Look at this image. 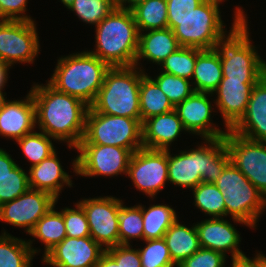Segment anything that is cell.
Segmentation results:
<instances>
[{"label":"cell","mask_w":266,"mask_h":267,"mask_svg":"<svg viewBox=\"0 0 266 267\" xmlns=\"http://www.w3.org/2000/svg\"><path fill=\"white\" fill-rule=\"evenodd\" d=\"M31 94L36 107V123L41 132L54 140L66 141L69 148L84 137L89 106L80 99L60 92L49 83L35 84Z\"/></svg>","instance_id":"obj_1"},{"label":"cell","mask_w":266,"mask_h":267,"mask_svg":"<svg viewBox=\"0 0 266 267\" xmlns=\"http://www.w3.org/2000/svg\"><path fill=\"white\" fill-rule=\"evenodd\" d=\"M203 140L206 145H199L190 151H180L178 155L171 156L168 150V182L182 188L194 189L201 182L217 181L230 163L225 139L222 137Z\"/></svg>","instance_id":"obj_2"},{"label":"cell","mask_w":266,"mask_h":267,"mask_svg":"<svg viewBox=\"0 0 266 267\" xmlns=\"http://www.w3.org/2000/svg\"><path fill=\"white\" fill-rule=\"evenodd\" d=\"M234 22L215 43L214 50L221 59L223 77L228 80H260L266 74V62L250 42L246 15L236 7Z\"/></svg>","instance_id":"obj_3"},{"label":"cell","mask_w":266,"mask_h":267,"mask_svg":"<svg viewBox=\"0 0 266 267\" xmlns=\"http://www.w3.org/2000/svg\"><path fill=\"white\" fill-rule=\"evenodd\" d=\"M95 27V51L90 53L110 67L135 65L139 30L131 10L116 6Z\"/></svg>","instance_id":"obj_4"},{"label":"cell","mask_w":266,"mask_h":267,"mask_svg":"<svg viewBox=\"0 0 266 267\" xmlns=\"http://www.w3.org/2000/svg\"><path fill=\"white\" fill-rule=\"evenodd\" d=\"M110 66L88 50L61 57L48 83L56 90L92 105Z\"/></svg>","instance_id":"obj_5"},{"label":"cell","mask_w":266,"mask_h":267,"mask_svg":"<svg viewBox=\"0 0 266 267\" xmlns=\"http://www.w3.org/2000/svg\"><path fill=\"white\" fill-rule=\"evenodd\" d=\"M143 71L135 65L110 67L90 107L97 113L137 119L141 123L139 90Z\"/></svg>","instance_id":"obj_6"},{"label":"cell","mask_w":266,"mask_h":267,"mask_svg":"<svg viewBox=\"0 0 266 267\" xmlns=\"http://www.w3.org/2000/svg\"><path fill=\"white\" fill-rule=\"evenodd\" d=\"M224 195L226 216L233 221L255 228L266 208V199L249 179L231 162L215 182Z\"/></svg>","instance_id":"obj_7"},{"label":"cell","mask_w":266,"mask_h":267,"mask_svg":"<svg viewBox=\"0 0 266 267\" xmlns=\"http://www.w3.org/2000/svg\"><path fill=\"white\" fill-rule=\"evenodd\" d=\"M224 0H205L184 18H168L178 44L201 50L214 49L226 33L221 20L220 3Z\"/></svg>","instance_id":"obj_8"},{"label":"cell","mask_w":266,"mask_h":267,"mask_svg":"<svg viewBox=\"0 0 266 267\" xmlns=\"http://www.w3.org/2000/svg\"><path fill=\"white\" fill-rule=\"evenodd\" d=\"M79 145L118 146L134 153L143 148L142 124L137 119L97 113L89 107Z\"/></svg>","instance_id":"obj_9"},{"label":"cell","mask_w":266,"mask_h":267,"mask_svg":"<svg viewBox=\"0 0 266 267\" xmlns=\"http://www.w3.org/2000/svg\"><path fill=\"white\" fill-rule=\"evenodd\" d=\"M79 155L73 160L74 172L81 176L127 175L133 152L111 145H78Z\"/></svg>","instance_id":"obj_10"},{"label":"cell","mask_w":266,"mask_h":267,"mask_svg":"<svg viewBox=\"0 0 266 267\" xmlns=\"http://www.w3.org/2000/svg\"><path fill=\"white\" fill-rule=\"evenodd\" d=\"M224 139L230 162L266 199V142L250 140L230 129Z\"/></svg>","instance_id":"obj_11"},{"label":"cell","mask_w":266,"mask_h":267,"mask_svg":"<svg viewBox=\"0 0 266 267\" xmlns=\"http://www.w3.org/2000/svg\"><path fill=\"white\" fill-rule=\"evenodd\" d=\"M35 21L0 20V60L9 65L33 63L39 54Z\"/></svg>","instance_id":"obj_12"},{"label":"cell","mask_w":266,"mask_h":267,"mask_svg":"<svg viewBox=\"0 0 266 267\" xmlns=\"http://www.w3.org/2000/svg\"><path fill=\"white\" fill-rule=\"evenodd\" d=\"M127 176L139 191L153 198L168 181V150L138 149L131 156Z\"/></svg>","instance_id":"obj_13"},{"label":"cell","mask_w":266,"mask_h":267,"mask_svg":"<svg viewBox=\"0 0 266 267\" xmlns=\"http://www.w3.org/2000/svg\"><path fill=\"white\" fill-rule=\"evenodd\" d=\"M78 203L86 213L90 236L105 250L119 245L120 199L104 196Z\"/></svg>","instance_id":"obj_14"},{"label":"cell","mask_w":266,"mask_h":267,"mask_svg":"<svg viewBox=\"0 0 266 267\" xmlns=\"http://www.w3.org/2000/svg\"><path fill=\"white\" fill-rule=\"evenodd\" d=\"M57 201L48 192L30 188L19 197L0 206V221L23 227L29 234L37 221L55 206Z\"/></svg>","instance_id":"obj_15"},{"label":"cell","mask_w":266,"mask_h":267,"mask_svg":"<svg viewBox=\"0 0 266 267\" xmlns=\"http://www.w3.org/2000/svg\"><path fill=\"white\" fill-rule=\"evenodd\" d=\"M104 252L91 236H66L43 256V262L53 267H94Z\"/></svg>","instance_id":"obj_16"},{"label":"cell","mask_w":266,"mask_h":267,"mask_svg":"<svg viewBox=\"0 0 266 267\" xmlns=\"http://www.w3.org/2000/svg\"><path fill=\"white\" fill-rule=\"evenodd\" d=\"M212 93H192L188 98L174 107L185 131L200 135L203 139L225 137L228 130H221L211 124V113L213 111L208 96ZM214 126V127H213Z\"/></svg>","instance_id":"obj_17"},{"label":"cell","mask_w":266,"mask_h":267,"mask_svg":"<svg viewBox=\"0 0 266 267\" xmlns=\"http://www.w3.org/2000/svg\"><path fill=\"white\" fill-rule=\"evenodd\" d=\"M199 243L202 248L223 253H231V260L242 261L247 256L240 250V234L235 227L223 218H209L195 224Z\"/></svg>","instance_id":"obj_18"},{"label":"cell","mask_w":266,"mask_h":267,"mask_svg":"<svg viewBox=\"0 0 266 267\" xmlns=\"http://www.w3.org/2000/svg\"><path fill=\"white\" fill-rule=\"evenodd\" d=\"M259 80H228L223 77L217 89L218 107L224 120L226 130L231 129L245 114L253 86Z\"/></svg>","instance_id":"obj_19"},{"label":"cell","mask_w":266,"mask_h":267,"mask_svg":"<svg viewBox=\"0 0 266 267\" xmlns=\"http://www.w3.org/2000/svg\"><path fill=\"white\" fill-rule=\"evenodd\" d=\"M230 130L250 140L266 142V74L253 86L245 114Z\"/></svg>","instance_id":"obj_20"},{"label":"cell","mask_w":266,"mask_h":267,"mask_svg":"<svg viewBox=\"0 0 266 267\" xmlns=\"http://www.w3.org/2000/svg\"><path fill=\"white\" fill-rule=\"evenodd\" d=\"M36 107L31 91L26 99L7 101L0 111V135L15 141L32 133L36 126Z\"/></svg>","instance_id":"obj_21"},{"label":"cell","mask_w":266,"mask_h":267,"mask_svg":"<svg viewBox=\"0 0 266 267\" xmlns=\"http://www.w3.org/2000/svg\"><path fill=\"white\" fill-rule=\"evenodd\" d=\"M185 128L175 110L156 115L142 123L143 148L170 150V145Z\"/></svg>","instance_id":"obj_22"},{"label":"cell","mask_w":266,"mask_h":267,"mask_svg":"<svg viewBox=\"0 0 266 267\" xmlns=\"http://www.w3.org/2000/svg\"><path fill=\"white\" fill-rule=\"evenodd\" d=\"M56 151L39 164L29 169V185L31 189L42 190L59 198L64 185L72 187V180L62 168Z\"/></svg>","instance_id":"obj_23"},{"label":"cell","mask_w":266,"mask_h":267,"mask_svg":"<svg viewBox=\"0 0 266 267\" xmlns=\"http://www.w3.org/2000/svg\"><path fill=\"white\" fill-rule=\"evenodd\" d=\"M180 45L174 32L170 28L149 30L148 33L139 32V47L135 66H138L140 59H147L161 65V63Z\"/></svg>","instance_id":"obj_24"},{"label":"cell","mask_w":266,"mask_h":267,"mask_svg":"<svg viewBox=\"0 0 266 267\" xmlns=\"http://www.w3.org/2000/svg\"><path fill=\"white\" fill-rule=\"evenodd\" d=\"M223 78L221 59L214 49L202 50L197 55L192 83L194 91L212 93Z\"/></svg>","instance_id":"obj_25"},{"label":"cell","mask_w":266,"mask_h":267,"mask_svg":"<svg viewBox=\"0 0 266 267\" xmlns=\"http://www.w3.org/2000/svg\"><path fill=\"white\" fill-rule=\"evenodd\" d=\"M178 221L171 225L163 237L177 266L201 248L195 225L189 228Z\"/></svg>","instance_id":"obj_26"},{"label":"cell","mask_w":266,"mask_h":267,"mask_svg":"<svg viewBox=\"0 0 266 267\" xmlns=\"http://www.w3.org/2000/svg\"><path fill=\"white\" fill-rule=\"evenodd\" d=\"M139 98L141 124L150 117L174 110V106L168 97L165 96L158 84L147 73L141 77Z\"/></svg>","instance_id":"obj_27"},{"label":"cell","mask_w":266,"mask_h":267,"mask_svg":"<svg viewBox=\"0 0 266 267\" xmlns=\"http://www.w3.org/2000/svg\"><path fill=\"white\" fill-rule=\"evenodd\" d=\"M36 253L31 240L15 238L5 231L0 236V267H31Z\"/></svg>","instance_id":"obj_28"},{"label":"cell","mask_w":266,"mask_h":267,"mask_svg":"<svg viewBox=\"0 0 266 267\" xmlns=\"http://www.w3.org/2000/svg\"><path fill=\"white\" fill-rule=\"evenodd\" d=\"M54 208L41 217L29 233L45 244L44 256L67 236L63 209L58 212Z\"/></svg>","instance_id":"obj_29"},{"label":"cell","mask_w":266,"mask_h":267,"mask_svg":"<svg viewBox=\"0 0 266 267\" xmlns=\"http://www.w3.org/2000/svg\"><path fill=\"white\" fill-rule=\"evenodd\" d=\"M143 240L163 238L166 231L178 219L169 205L153 204L148 209L142 206Z\"/></svg>","instance_id":"obj_30"},{"label":"cell","mask_w":266,"mask_h":267,"mask_svg":"<svg viewBox=\"0 0 266 267\" xmlns=\"http://www.w3.org/2000/svg\"><path fill=\"white\" fill-rule=\"evenodd\" d=\"M131 11L139 32L168 28L166 0H145Z\"/></svg>","instance_id":"obj_31"},{"label":"cell","mask_w":266,"mask_h":267,"mask_svg":"<svg viewBox=\"0 0 266 267\" xmlns=\"http://www.w3.org/2000/svg\"><path fill=\"white\" fill-rule=\"evenodd\" d=\"M192 191L194 204L200 211L212 218H223L226 216L224 195L215 183L201 182Z\"/></svg>","instance_id":"obj_32"},{"label":"cell","mask_w":266,"mask_h":267,"mask_svg":"<svg viewBox=\"0 0 266 267\" xmlns=\"http://www.w3.org/2000/svg\"><path fill=\"white\" fill-rule=\"evenodd\" d=\"M201 49L180 46L171 53L160 65L165 73L190 80L194 74L197 55Z\"/></svg>","instance_id":"obj_33"},{"label":"cell","mask_w":266,"mask_h":267,"mask_svg":"<svg viewBox=\"0 0 266 267\" xmlns=\"http://www.w3.org/2000/svg\"><path fill=\"white\" fill-rule=\"evenodd\" d=\"M120 200L119 209V244L130 245L133 238L143 240L142 205L127 207Z\"/></svg>","instance_id":"obj_34"},{"label":"cell","mask_w":266,"mask_h":267,"mask_svg":"<svg viewBox=\"0 0 266 267\" xmlns=\"http://www.w3.org/2000/svg\"><path fill=\"white\" fill-rule=\"evenodd\" d=\"M48 135L44 132L29 133L16 140L24 156L31 162V166L39 164L43 159L48 158L56 150Z\"/></svg>","instance_id":"obj_35"},{"label":"cell","mask_w":266,"mask_h":267,"mask_svg":"<svg viewBox=\"0 0 266 267\" xmlns=\"http://www.w3.org/2000/svg\"><path fill=\"white\" fill-rule=\"evenodd\" d=\"M117 6V0H73L70 11L86 24L97 25Z\"/></svg>","instance_id":"obj_36"},{"label":"cell","mask_w":266,"mask_h":267,"mask_svg":"<svg viewBox=\"0 0 266 267\" xmlns=\"http://www.w3.org/2000/svg\"><path fill=\"white\" fill-rule=\"evenodd\" d=\"M153 80L174 107L195 92L190 80L163 71Z\"/></svg>","instance_id":"obj_37"},{"label":"cell","mask_w":266,"mask_h":267,"mask_svg":"<svg viewBox=\"0 0 266 267\" xmlns=\"http://www.w3.org/2000/svg\"><path fill=\"white\" fill-rule=\"evenodd\" d=\"M145 248H138L141 267H178L173 261L163 238L145 240Z\"/></svg>","instance_id":"obj_38"},{"label":"cell","mask_w":266,"mask_h":267,"mask_svg":"<svg viewBox=\"0 0 266 267\" xmlns=\"http://www.w3.org/2000/svg\"><path fill=\"white\" fill-rule=\"evenodd\" d=\"M29 189V175L17 165L5 178L0 180V206L14 200Z\"/></svg>","instance_id":"obj_39"},{"label":"cell","mask_w":266,"mask_h":267,"mask_svg":"<svg viewBox=\"0 0 266 267\" xmlns=\"http://www.w3.org/2000/svg\"><path fill=\"white\" fill-rule=\"evenodd\" d=\"M75 206L76 208L63 209L66 235L72 238L89 237L90 230L86 213L79 203Z\"/></svg>","instance_id":"obj_40"},{"label":"cell","mask_w":266,"mask_h":267,"mask_svg":"<svg viewBox=\"0 0 266 267\" xmlns=\"http://www.w3.org/2000/svg\"><path fill=\"white\" fill-rule=\"evenodd\" d=\"M226 258L221 252L201 247L178 267H225Z\"/></svg>","instance_id":"obj_41"},{"label":"cell","mask_w":266,"mask_h":267,"mask_svg":"<svg viewBox=\"0 0 266 267\" xmlns=\"http://www.w3.org/2000/svg\"><path fill=\"white\" fill-rule=\"evenodd\" d=\"M131 245H117L110 247L105 252L119 265V267H141V258L138 249Z\"/></svg>","instance_id":"obj_42"},{"label":"cell","mask_w":266,"mask_h":267,"mask_svg":"<svg viewBox=\"0 0 266 267\" xmlns=\"http://www.w3.org/2000/svg\"><path fill=\"white\" fill-rule=\"evenodd\" d=\"M27 2L28 0H0V20L34 21L25 15Z\"/></svg>","instance_id":"obj_43"},{"label":"cell","mask_w":266,"mask_h":267,"mask_svg":"<svg viewBox=\"0 0 266 267\" xmlns=\"http://www.w3.org/2000/svg\"><path fill=\"white\" fill-rule=\"evenodd\" d=\"M168 18H184L205 0H166Z\"/></svg>","instance_id":"obj_44"},{"label":"cell","mask_w":266,"mask_h":267,"mask_svg":"<svg viewBox=\"0 0 266 267\" xmlns=\"http://www.w3.org/2000/svg\"><path fill=\"white\" fill-rule=\"evenodd\" d=\"M17 165L14 159L0 148V180L5 178Z\"/></svg>","instance_id":"obj_45"},{"label":"cell","mask_w":266,"mask_h":267,"mask_svg":"<svg viewBox=\"0 0 266 267\" xmlns=\"http://www.w3.org/2000/svg\"><path fill=\"white\" fill-rule=\"evenodd\" d=\"M244 261L250 267H266V256L260 253H257L253 259L246 257Z\"/></svg>","instance_id":"obj_46"},{"label":"cell","mask_w":266,"mask_h":267,"mask_svg":"<svg viewBox=\"0 0 266 267\" xmlns=\"http://www.w3.org/2000/svg\"><path fill=\"white\" fill-rule=\"evenodd\" d=\"M94 267H119V265L106 252H104Z\"/></svg>","instance_id":"obj_47"},{"label":"cell","mask_w":266,"mask_h":267,"mask_svg":"<svg viewBox=\"0 0 266 267\" xmlns=\"http://www.w3.org/2000/svg\"><path fill=\"white\" fill-rule=\"evenodd\" d=\"M10 67L11 65L0 60V90H2L7 83L8 70Z\"/></svg>","instance_id":"obj_48"},{"label":"cell","mask_w":266,"mask_h":267,"mask_svg":"<svg viewBox=\"0 0 266 267\" xmlns=\"http://www.w3.org/2000/svg\"><path fill=\"white\" fill-rule=\"evenodd\" d=\"M145 0H117V7L131 10L136 5L144 2ZM128 4V5H127ZM127 5V6H126Z\"/></svg>","instance_id":"obj_49"},{"label":"cell","mask_w":266,"mask_h":267,"mask_svg":"<svg viewBox=\"0 0 266 267\" xmlns=\"http://www.w3.org/2000/svg\"><path fill=\"white\" fill-rule=\"evenodd\" d=\"M232 267H250L244 260L232 262Z\"/></svg>","instance_id":"obj_50"},{"label":"cell","mask_w":266,"mask_h":267,"mask_svg":"<svg viewBox=\"0 0 266 267\" xmlns=\"http://www.w3.org/2000/svg\"><path fill=\"white\" fill-rule=\"evenodd\" d=\"M5 95H6V93H4V95H3L2 90H0V111L3 109L5 103L8 101V100H6Z\"/></svg>","instance_id":"obj_51"},{"label":"cell","mask_w":266,"mask_h":267,"mask_svg":"<svg viewBox=\"0 0 266 267\" xmlns=\"http://www.w3.org/2000/svg\"><path fill=\"white\" fill-rule=\"evenodd\" d=\"M60 1L64 4V6H66L67 9L71 6L73 2V0H60Z\"/></svg>","instance_id":"obj_52"}]
</instances>
